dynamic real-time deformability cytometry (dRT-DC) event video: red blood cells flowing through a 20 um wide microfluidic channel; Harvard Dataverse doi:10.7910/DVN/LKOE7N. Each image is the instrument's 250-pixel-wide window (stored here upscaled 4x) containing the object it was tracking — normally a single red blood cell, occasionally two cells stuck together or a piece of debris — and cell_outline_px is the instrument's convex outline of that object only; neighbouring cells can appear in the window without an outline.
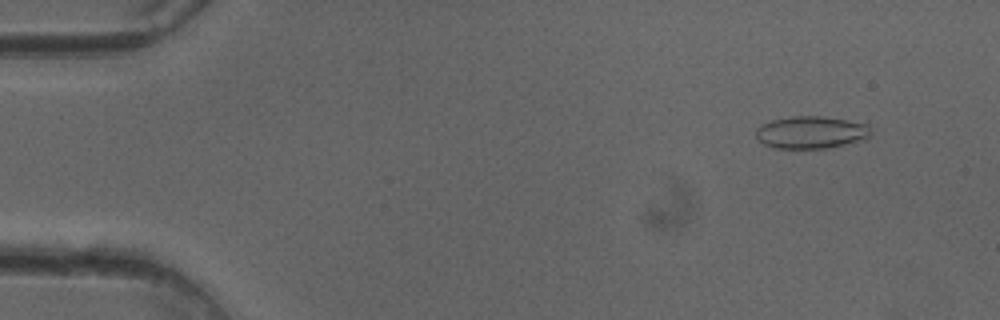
{"species": "common noctule bat (a hibernating species)", "species_latin": "Nyctalus noctula", "temperature_condition": "cold", "stored_images_in_passage": 48, "camera_frame_rate_fps": 3000, "um_per_image_px": 0.085, "animal": {"sex": "female"}, "frame": {"image": 1, "passage_image": 2, "time_ms": 0.333, "image_size_px": [1000, 320], "cell_outline_px": [[872, 132], [864, 140], [828, 148], [772, 148], [764, 144], [756, 136], [756, 128], [760, 124], [772, 120], [792, 116], [824, 116], [868, 124]], "centroid_in_image_um": [68.94, 11.25], "position_along_channel_um": 16.1, "area_um2": 21.79}}
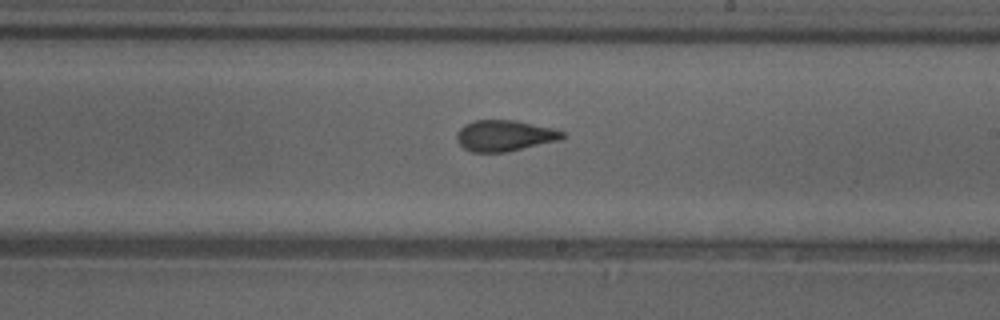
{"frame": {"image": 2, "passage_image": 27, "time_ms": 8.667, "image_size_px": [1000, 320], "cell_outline_px": [[564, 136], [560, 140], [508, 152], [472, 152], [464, 148], [456, 140], [456, 132], [464, 124], [476, 120], [516, 120], [556, 128], [564, 132]], "centroid_in_image_um": [42.9, 11.52], "position_along_channel_um": 246.1, "area_um2": 19.36}}
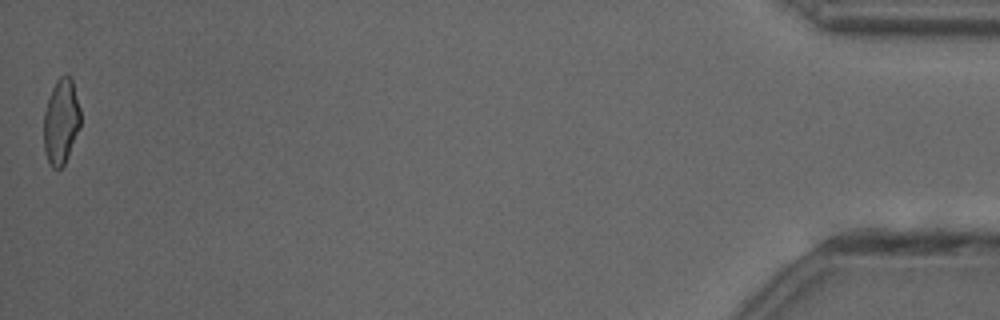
{"frame": {"image": 3, "passage_image": 48, "time_ms": 15.667, "image_size_px": [1000, 320], "cell_outline_px": [[80, 128], [68, 156], [64, 164], [60, 168], [52, 168], [48, 164], [44, 148], [44, 112], [52, 88], [56, 80], [60, 76], [68, 76], [72, 80], [80, 108]], "centroid_in_image_um": [5.19, 10.36], "position_along_channel_um": 430.0, "area_um2": 18.21}, "authors_computed_cell_mechanics": {"area_um2": 19.4497, "velocity_mm_per_s": 4.0437, "shape_relaxation_time_tau1_ms": 6.2149, "shape_relaxation_time_tau2_ms": 1.5304, "deformation_change_tau1": 0.1559, "deformation_change_tau2": 0.0656}}